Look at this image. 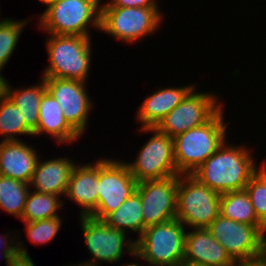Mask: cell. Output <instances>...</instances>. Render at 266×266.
Here are the masks:
<instances>
[{
	"instance_id": "22",
	"label": "cell",
	"mask_w": 266,
	"mask_h": 266,
	"mask_svg": "<svg viewBox=\"0 0 266 266\" xmlns=\"http://www.w3.org/2000/svg\"><path fill=\"white\" fill-rule=\"evenodd\" d=\"M14 89V90H13ZM46 91L44 78L33 86L13 88L8 83L7 97L19 108L23 114L26 127L34 133L37 130L39 105L43 93Z\"/></svg>"
},
{
	"instance_id": "39",
	"label": "cell",
	"mask_w": 266,
	"mask_h": 266,
	"mask_svg": "<svg viewBox=\"0 0 266 266\" xmlns=\"http://www.w3.org/2000/svg\"><path fill=\"white\" fill-rule=\"evenodd\" d=\"M43 4H47V3H49V2H51V1H53V0H40Z\"/></svg>"
},
{
	"instance_id": "17",
	"label": "cell",
	"mask_w": 266,
	"mask_h": 266,
	"mask_svg": "<svg viewBox=\"0 0 266 266\" xmlns=\"http://www.w3.org/2000/svg\"><path fill=\"white\" fill-rule=\"evenodd\" d=\"M183 260L207 266H236L237 264L207 228H193L186 232Z\"/></svg>"
},
{
	"instance_id": "35",
	"label": "cell",
	"mask_w": 266,
	"mask_h": 266,
	"mask_svg": "<svg viewBox=\"0 0 266 266\" xmlns=\"http://www.w3.org/2000/svg\"><path fill=\"white\" fill-rule=\"evenodd\" d=\"M178 266H207V265L183 260Z\"/></svg>"
},
{
	"instance_id": "27",
	"label": "cell",
	"mask_w": 266,
	"mask_h": 266,
	"mask_svg": "<svg viewBox=\"0 0 266 266\" xmlns=\"http://www.w3.org/2000/svg\"><path fill=\"white\" fill-rule=\"evenodd\" d=\"M26 20H15V18L0 19V71L9 62L14 50L17 48L19 37L27 26Z\"/></svg>"
},
{
	"instance_id": "7",
	"label": "cell",
	"mask_w": 266,
	"mask_h": 266,
	"mask_svg": "<svg viewBox=\"0 0 266 266\" xmlns=\"http://www.w3.org/2000/svg\"><path fill=\"white\" fill-rule=\"evenodd\" d=\"M220 196L192 175H178L175 219L192 229L208 228L220 214Z\"/></svg>"
},
{
	"instance_id": "15",
	"label": "cell",
	"mask_w": 266,
	"mask_h": 266,
	"mask_svg": "<svg viewBox=\"0 0 266 266\" xmlns=\"http://www.w3.org/2000/svg\"><path fill=\"white\" fill-rule=\"evenodd\" d=\"M32 145L22 140L0 141V175L30 183L38 159Z\"/></svg>"
},
{
	"instance_id": "31",
	"label": "cell",
	"mask_w": 266,
	"mask_h": 266,
	"mask_svg": "<svg viewBox=\"0 0 266 266\" xmlns=\"http://www.w3.org/2000/svg\"><path fill=\"white\" fill-rule=\"evenodd\" d=\"M23 242L24 241L20 242L18 239L19 252L12 256L8 262H6V266H36L27 251V247H24Z\"/></svg>"
},
{
	"instance_id": "11",
	"label": "cell",
	"mask_w": 266,
	"mask_h": 266,
	"mask_svg": "<svg viewBox=\"0 0 266 266\" xmlns=\"http://www.w3.org/2000/svg\"><path fill=\"white\" fill-rule=\"evenodd\" d=\"M195 86L186 97L155 127L159 132L174 138L208 122L222 107L217 94L197 92Z\"/></svg>"
},
{
	"instance_id": "33",
	"label": "cell",
	"mask_w": 266,
	"mask_h": 266,
	"mask_svg": "<svg viewBox=\"0 0 266 266\" xmlns=\"http://www.w3.org/2000/svg\"><path fill=\"white\" fill-rule=\"evenodd\" d=\"M236 266H266V257L263 256L255 260L239 262Z\"/></svg>"
},
{
	"instance_id": "32",
	"label": "cell",
	"mask_w": 266,
	"mask_h": 266,
	"mask_svg": "<svg viewBox=\"0 0 266 266\" xmlns=\"http://www.w3.org/2000/svg\"><path fill=\"white\" fill-rule=\"evenodd\" d=\"M8 234L9 235L3 233L2 236L0 235V248L2 250L1 253L3 252L4 254L2 257L6 260L5 262H8L12 256L19 252L18 241H16L13 236H10L12 233Z\"/></svg>"
},
{
	"instance_id": "23",
	"label": "cell",
	"mask_w": 266,
	"mask_h": 266,
	"mask_svg": "<svg viewBox=\"0 0 266 266\" xmlns=\"http://www.w3.org/2000/svg\"><path fill=\"white\" fill-rule=\"evenodd\" d=\"M143 209L140 195L135 191L114 212H111L103 221L111 228L125 233L137 232L142 234L146 226L143 223Z\"/></svg>"
},
{
	"instance_id": "14",
	"label": "cell",
	"mask_w": 266,
	"mask_h": 266,
	"mask_svg": "<svg viewBox=\"0 0 266 266\" xmlns=\"http://www.w3.org/2000/svg\"><path fill=\"white\" fill-rule=\"evenodd\" d=\"M178 175L137 184L146 227L175 219L177 210Z\"/></svg>"
},
{
	"instance_id": "5",
	"label": "cell",
	"mask_w": 266,
	"mask_h": 266,
	"mask_svg": "<svg viewBox=\"0 0 266 266\" xmlns=\"http://www.w3.org/2000/svg\"><path fill=\"white\" fill-rule=\"evenodd\" d=\"M46 51L49 66L42 77L73 79L86 82L91 66L90 37L48 34Z\"/></svg>"
},
{
	"instance_id": "29",
	"label": "cell",
	"mask_w": 266,
	"mask_h": 266,
	"mask_svg": "<svg viewBox=\"0 0 266 266\" xmlns=\"http://www.w3.org/2000/svg\"><path fill=\"white\" fill-rule=\"evenodd\" d=\"M62 220L59 217L48 218L44 220H38L25 223L26 235L30 241L36 245L47 244L55 239L57 233L62 227Z\"/></svg>"
},
{
	"instance_id": "9",
	"label": "cell",
	"mask_w": 266,
	"mask_h": 266,
	"mask_svg": "<svg viewBox=\"0 0 266 266\" xmlns=\"http://www.w3.org/2000/svg\"><path fill=\"white\" fill-rule=\"evenodd\" d=\"M142 131L153 134L138 151L134 161L126 162L135 180L139 183L180 175L175 164L173 139L156 128L140 127L139 132Z\"/></svg>"
},
{
	"instance_id": "36",
	"label": "cell",
	"mask_w": 266,
	"mask_h": 266,
	"mask_svg": "<svg viewBox=\"0 0 266 266\" xmlns=\"http://www.w3.org/2000/svg\"><path fill=\"white\" fill-rule=\"evenodd\" d=\"M122 266H144L143 264L142 265H139L138 263H126V264H123Z\"/></svg>"
},
{
	"instance_id": "37",
	"label": "cell",
	"mask_w": 266,
	"mask_h": 266,
	"mask_svg": "<svg viewBox=\"0 0 266 266\" xmlns=\"http://www.w3.org/2000/svg\"><path fill=\"white\" fill-rule=\"evenodd\" d=\"M264 256L266 257V234L264 235Z\"/></svg>"
},
{
	"instance_id": "28",
	"label": "cell",
	"mask_w": 266,
	"mask_h": 266,
	"mask_svg": "<svg viewBox=\"0 0 266 266\" xmlns=\"http://www.w3.org/2000/svg\"><path fill=\"white\" fill-rule=\"evenodd\" d=\"M245 187L258 220L266 227V160Z\"/></svg>"
},
{
	"instance_id": "18",
	"label": "cell",
	"mask_w": 266,
	"mask_h": 266,
	"mask_svg": "<svg viewBox=\"0 0 266 266\" xmlns=\"http://www.w3.org/2000/svg\"><path fill=\"white\" fill-rule=\"evenodd\" d=\"M188 84L182 87H163L156 89L138 107L136 122L140 123L141 128H155L158 123L171 112L196 86Z\"/></svg>"
},
{
	"instance_id": "12",
	"label": "cell",
	"mask_w": 266,
	"mask_h": 266,
	"mask_svg": "<svg viewBox=\"0 0 266 266\" xmlns=\"http://www.w3.org/2000/svg\"><path fill=\"white\" fill-rule=\"evenodd\" d=\"M207 229L236 263L264 256V235L254 225L219 214Z\"/></svg>"
},
{
	"instance_id": "34",
	"label": "cell",
	"mask_w": 266,
	"mask_h": 266,
	"mask_svg": "<svg viewBox=\"0 0 266 266\" xmlns=\"http://www.w3.org/2000/svg\"><path fill=\"white\" fill-rule=\"evenodd\" d=\"M8 83L9 81L6 80V78L3 76V74L0 71V100L5 98L7 95Z\"/></svg>"
},
{
	"instance_id": "26",
	"label": "cell",
	"mask_w": 266,
	"mask_h": 266,
	"mask_svg": "<svg viewBox=\"0 0 266 266\" xmlns=\"http://www.w3.org/2000/svg\"><path fill=\"white\" fill-rule=\"evenodd\" d=\"M17 135L33 136V133L26 127L19 108L6 96L0 100V136H4V141L22 140Z\"/></svg>"
},
{
	"instance_id": "2",
	"label": "cell",
	"mask_w": 266,
	"mask_h": 266,
	"mask_svg": "<svg viewBox=\"0 0 266 266\" xmlns=\"http://www.w3.org/2000/svg\"><path fill=\"white\" fill-rule=\"evenodd\" d=\"M222 107L204 125L194 127L173 139L174 158L180 175H191L227 140L228 122Z\"/></svg>"
},
{
	"instance_id": "8",
	"label": "cell",
	"mask_w": 266,
	"mask_h": 266,
	"mask_svg": "<svg viewBox=\"0 0 266 266\" xmlns=\"http://www.w3.org/2000/svg\"><path fill=\"white\" fill-rule=\"evenodd\" d=\"M85 245L91 258L82 261L87 266H99L103 262L117 263L125 253L135 257V240L127 233L111 228L103 220L91 216H79Z\"/></svg>"
},
{
	"instance_id": "30",
	"label": "cell",
	"mask_w": 266,
	"mask_h": 266,
	"mask_svg": "<svg viewBox=\"0 0 266 266\" xmlns=\"http://www.w3.org/2000/svg\"><path fill=\"white\" fill-rule=\"evenodd\" d=\"M158 0H109L101 7H160Z\"/></svg>"
},
{
	"instance_id": "20",
	"label": "cell",
	"mask_w": 266,
	"mask_h": 266,
	"mask_svg": "<svg viewBox=\"0 0 266 266\" xmlns=\"http://www.w3.org/2000/svg\"><path fill=\"white\" fill-rule=\"evenodd\" d=\"M62 112L56 99L45 91L39 105L37 130L33 136L49 134L60 145L76 143L81 136L68 124Z\"/></svg>"
},
{
	"instance_id": "21",
	"label": "cell",
	"mask_w": 266,
	"mask_h": 266,
	"mask_svg": "<svg viewBox=\"0 0 266 266\" xmlns=\"http://www.w3.org/2000/svg\"><path fill=\"white\" fill-rule=\"evenodd\" d=\"M220 215L236 222L254 225L263 235L266 227L258 220L245 189L226 192L220 196Z\"/></svg>"
},
{
	"instance_id": "38",
	"label": "cell",
	"mask_w": 266,
	"mask_h": 266,
	"mask_svg": "<svg viewBox=\"0 0 266 266\" xmlns=\"http://www.w3.org/2000/svg\"><path fill=\"white\" fill-rule=\"evenodd\" d=\"M66 266H87V265L85 263H80V264L79 263L78 264L74 263L73 265L72 264H70V265L68 264Z\"/></svg>"
},
{
	"instance_id": "24",
	"label": "cell",
	"mask_w": 266,
	"mask_h": 266,
	"mask_svg": "<svg viewBox=\"0 0 266 266\" xmlns=\"http://www.w3.org/2000/svg\"><path fill=\"white\" fill-rule=\"evenodd\" d=\"M61 196L47 193H40L30 189L24 212L22 214V222H33L48 218L59 217L58 210L64 206Z\"/></svg>"
},
{
	"instance_id": "19",
	"label": "cell",
	"mask_w": 266,
	"mask_h": 266,
	"mask_svg": "<svg viewBox=\"0 0 266 266\" xmlns=\"http://www.w3.org/2000/svg\"><path fill=\"white\" fill-rule=\"evenodd\" d=\"M75 162L68 157L46 161L38 159L29 187L40 193L65 196Z\"/></svg>"
},
{
	"instance_id": "13",
	"label": "cell",
	"mask_w": 266,
	"mask_h": 266,
	"mask_svg": "<svg viewBox=\"0 0 266 266\" xmlns=\"http://www.w3.org/2000/svg\"><path fill=\"white\" fill-rule=\"evenodd\" d=\"M46 91L56 99L68 124L82 137L94 101L87 83L80 80L43 77Z\"/></svg>"
},
{
	"instance_id": "6",
	"label": "cell",
	"mask_w": 266,
	"mask_h": 266,
	"mask_svg": "<svg viewBox=\"0 0 266 266\" xmlns=\"http://www.w3.org/2000/svg\"><path fill=\"white\" fill-rule=\"evenodd\" d=\"M162 13L159 7H101L100 32L123 43H136L154 34L164 20Z\"/></svg>"
},
{
	"instance_id": "10",
	"label": "cell",
	"mask_w": 266,
	"mask_h": 266,
	"mask_svg": "<svg viewBox=\"0 0 266 266\" xmlns=\"http://www.w3.org/2000/svg\"><path fill=\"white\" fill-rule=\"evenodd\" d=\"M137 184L124 160L100 158L98 205L90 216L104 220L136 191Z\"/></svg>"
},
{
	"instance_id": "3",
	"label": "cell",
	"mask_w": 266,
	"mask_h": 266,
	"mask_svg": "<svg viewBox=\"0 0 266 266\" xmlns=\"http://www.w3.org/2000/svg\"><path fill=\"white\" fill-rule=\"evenodd\" d=\"M100 0H53L39 15L40 30L47 34L90 36V27L100 32ZM94 26V27H93Z\"/></svg>"
},
{
	"instance_id": "16",
	"label": "cell",
	"mask_w": 266,
	"mask_h": 266,
	"mask_svg": "<svg viewBox=\"0 0 266 266\" xmlns=\"http://www.w3.org/2000/svg\"><path fill=\"white\" fill-rule=\"evenodd\" d=\"M93 163L75 164L65 193L68 200L83 208L80 216H90L98 205L99 160Z\"/></svg>"
},
{
	"instance_id": "25",
	"label": "cell",
	"mask_w": 266,
	"mask_h": 266,
	"mask_svg": "<svg viewBox=\"0 0 266 266\" xmlns=\"http://www.w3.org/2000/svg\"><path fill=\"white\" fill-rule=\"evenodd\" d=\"M30 189L28 183L0 175V208L21 219Z\"/></svg>"
},
{
	"instance_id": "1",
	"label": "cell",
	"mask_w": 266,
	"mask_h": 266,
	"mask_svg": "<svg viewBox=\"0 0 266 266\" xmlns=\"http://www.w3.org/2000/svg\"><path fill=\"white\" fill-rule=\"evenodd\" d=\"M227 141L191 174L219 194L245 189L260 168L249 147Z\"/></svg>"
},
{
	"instance_id": "4",
	"label": "cell",
	"mask_w": 266,
	"mask_h": 266,
	"mask_svg": "<svg viewBox=\"0 0 266 266\" xmlns=\"http://www.w3.org/2000/svg\"><path fill=\"white\" fill-rule=\"evenodd\" d=\"M186 227L177 219L148 226L135 240V257L146 266H178L184 259Z\"/></svg>"
}]
</instances>
